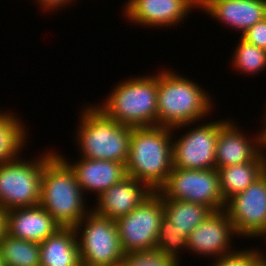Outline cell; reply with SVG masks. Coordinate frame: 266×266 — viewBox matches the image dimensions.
I'll return each instance as SVG.
<instances>
[{"label":"cell","instance_id":"6da1fadb","mask_svg":"<svg viewBox=\"0 0 266 266\" xmlns=\"http://www.w3.org/2000/svg\"><path fill=\"white\" fill-rule=\"evenodd\" d=\"M172 128L163 126L132 127L127 175L157 192L173 168Z\"/></svg>","mask_w":266,"mask_h":266},{"label":"cell","instance_id":"7a4b0ae2","mask_svg":"<svg viewBox=\"0 0 266 266\" xmlns=\"http://www.w3.org/2000/svg\"><path fill=\"white\" fill-rule=\"evenodd\" d=\"M188 78L163 70L158 73L157 126L180 129L204 118L213 104L208 93ZM182 126V127H181Z\"/></svg>","mask_w":266,"mask_h":266},{"label":"cell","instance_id":"3957f363","mask_svg":"<svg viewBox=\"0 0 266 266\" xmlns=\"http://www.w3.org/2000/svg\"><path fill=\"white\" fill-rule=\"evenodd\" d=\"M83 196L73 170L55 153L44 164L39 205L62 228H74L90 212Z\"/></svg>","mask_w":266,"mask_h":266},{"label":"cell","instance_id":"277c9868","mask_svg":"<svg viewBox=\"0 0 266 266\" xmlns=\"http://www.w3.org/2000/svg\"><path fill=\"white\" fill-rule=\"evenodd\" d=\"M82 111L76 134L82 158L126 164L132 127L116 122L95 105Z\"/></svg>","mask_w":266,"mask_h":266},{"label":"cell","instance_id":"5b68a950","mask_svg":"<svg viewBox=\"0 0 266 266\" xmlns=\"http://www.w3.org/2000/svg\"><path fill=\"white\" fill-rule=\"evenodd\" d=\"M157 76L121 81L99 106L109 117L131 127L157 126Z\"/></svg>","mask_w":266,"mask_h":266},{"label":"cell","instance_id":"8992f818","mask_svg":"<svg viewBox=\"0 0 266 266\" xmlns=\"http://www.w3.org/2000/svg\"><path fill=\"white\" fill-rule=\"evenodd\" d=\"M54 154L46 152L33 161L17 157L0 164V207L4 211L39 205L44 164Z\"/></svg>","mask_w":266,"mask_h":266},{"label":"cell","instance_id":"52a82bcc","mask_svg":"<svg viewBox=\"0 0 266 266\" xmlns=\"http://www.w3.org/2000/svg\"><path fill=\"white\" fill-rule=\"evenodd\" d=\"M74 229L78 237L77 242L82 265H122L125 253L122 250L117 227L113 219L99 216L90 210ZM81 231L82 233L80 234Z\"/></svg>","mask_w":266,"mask_h":266},{"label":"cell","instance_id":"ba28073f","mask_svg":"<svg viewBox=\"0 0 266 266\" xmlns=\"http://www.w3.org/2000/svg\"><path fill=\"white\" fill-rule=\"evenodd\" d=\"M162 199L193 202L212 212L225 209L216 168L195 170L172 168L165 184L157 191Z\"/></svg>","mask_w":266,"mask_h":266},{"label":"cell","instance_id":"9c48e42d","mask_svg":"<svg viewBox=\"0 0 266 266\" xmlns=\"http://www.w3.org/2000/svg\"><path fill=\"white\" fill-rule=\"evenodd\" d=\"M163 216V199L158 192H153L130 213L115 219L123 252L155 249Z\"/></svg>","mask_w":266,"mask_h":266},{"label":"cell","instance_id":"30bf717a","mask_svg":"<svg viewBox=\"0 0 266 266\" xmlns=\"http://www.w3.org/2000/svg\"><path fill=\"white\" fill-rule=\"evenodd\" d=\"M226 122L227 120H219L198 125L177 140H173V167L195 170L216 168L217 136Z\"/></svg>","mask_w":266,"mask_h":266},{"label":"cell","instance_id":"8fae6325","mask_svg":"<svg viewBox=\"0 0 266 266\" xmlns=\"http://www.w3.org/2000/svg\"><path fill=\"white\" fill-rule=\"evenodd\" d=\"M225 210L237 235L266 238V172L230 198Z\"/></svg>","mask_w":266,"mask_h":266},{"label":"cell","instance_id":"7c38bea8","mask_svg":"<svg viewBox=\"0 0 266 266\" xmlns=\"http://www.w3.org/2000/svg\"><path fill=\"white\" fill-rule=\"evenodd\" d=\"M124 13L133 23L150 26H174L183 21L200 0H128Z\"/></svg>","mask_w":266,"mask_h":266},{"label":"cell","instance_id":"4fadbf2b","mask_svg":"<svg viewBox=\"0 0 266 266\" xmlns=\"http://www.w3.org/2000/svg\"><path fill=\"white\" fill-rule=\"evenodd\" d=\"M236 235L233 224L225 209L211 212L210 215L190 233L188 250L195 254L215 256L233 253L230 251V238Z\"/></svg>","mask_w":266,"mask_h":266},{"label":"cell","instance_id":"5bb4252c","mask_svg":"<svg viewBox=\"0 0 266 266\" xmlns=\"http://www.w3.org/2000/svg\"><path fill=\"white\" fill-rule=\"evenodd\" d=\"M141 183L133 177H125L97 197V207L92 211L113 220L127 215L153 193L146 184Z\"/></svg>","mask_w":266,"mask_h":266},{"label":"cell","instance_id":"9a60e30c","mask_svg":"<svg viewBox=\"0 0 266 266\" xmlns=\"http://www.w3.org/2000/svg\"><path fill=\"white\" fill-rule=\"evenodd\" d=\"M7 234L13 238L41 243L62 228L40 205L6 211Z\"/></svg>","mask_w":266,"mask_h":266},{"label":"cell","instance_id":"2e32d148","mask_svg":"<svg viewBox=\"0 0 266 266\" xmlns=\"http://www.w3.org/2000/svg\"><path fill=\"white\" fill-rule=\"evenodd\" d=\"M200 8L242 34L266 18V0H200Z\"/></svg>","mask_w":266,"mask_h":266},{"label":"cell","instance_id":"e0dca14e","mask_svg":"<svg viewBox=\"0 0 266 266\" xmlns=\"http://www.w3.org/2000/svg\"><path fill=\"white\" fill-rule=\"evenodd\" d=\"M59 156L73 170L83 193L91 190L90 192L97 193L98 197L128 176L126 165L120 162L81 158L80 161L69 164L64 157Z\"/></svg>","mask_w":266,"mask_h":266},{"label":"cell","instance_id":"ac0fdd59","mask_svg":"<svg viewBox=\"0 0 266 266\" xmlns=\"http://www.w3.org/2000/svg\"><path fill=\"white\" fill-rule=\"evenodd\" d=\"M229 121L221 127L217 136L216 169L250 162L262 151L261 133L256 138L254 137L252 143L246 138V135L244 136L239 131L240 129L238 126L236 127L235 123Z\"/></svg>","mask_w":266,"mask_h":266},{"label":"cell","instance_id":"d6986e66","mask_svg":"<svg viewBox=\"0 0 266 266\" xmlns=\"http://www.w3.org/2000/svg\"><path fill=\"white\" fill-rule=\"evenodd\" d=\"M40 266H81L77 233L74 228H60L39 244Z\"/></svg>","mask_w":266,"mask_h":266},{"label":"cell","instance_id":"ffe728a7","mask_svg":"<svg viewBox=\"0 0 266 266\" xmlns=\"http://www.w3.org/2000/svg\"><path fill=\"white\" fill-rule=\"evenodd\" d=\"M261 151L252 161L218 168L220 191L226 203L246 190L266 172V154Z\"/></svg>","mask_w":266,"mask_h":266},{"label":"cell","instance_id":"44dd1931","mask_svg":"<svg viewBox=\"0 0 266 266\" xmlns=\"http://www.w3.org/2000/svg\"><path fill=\"white\" fill-rule=\"evenodd\" d=\"M164 216L172 222L179 236L188 240L193 229L212 212L204 205L181 200L163 199Z\"/></svg>","mask_w":266,"mask_h":266},{"label":"cell","instance_id":"7402d4cb","mask_svg":"<svg viewBox=\"0 0 266 266\" xmlns=\"http://www.w3.org/2000/svg\"><path fill=\"white\" fill-rule=\"evenodd\" d=\"M16 115L0 111V164L16 159L25 144L26 131Z\"/></svg>","mask_w":266,"mask_h":266},{"label":"cell","instance_id":"603a6c76","mask_svg":"<svg viewBox=\"0 0 266 266\" xmlns=\"http://www.w3.org/2000/svg\"><path fill=\"white\" fill-rule=\"evenodd\" d=\"M5 266H40L39 243L17 239L6 234L0 240Z\"/></svg>","mask_w":266,"mask_h":266},{"label":"cell","instance_id":"cb8c5ba5","mask_svg":"<svg viewBox=\"0 0 266 266\" xmlns=\"http://www.w3.org/2000/svg\"><path fill=\"white\" fill-rule=\"evenodd\" d=\"M234 52L233 67L240 73L250 75L266 68V50L240 39Z\"/></svg>","mask_w":266,"mask_h":266},{"label":"cell","instance_id":"d4e9b609","mask_svg":"<svg viewBox=\"0 0 266 266\" xmlns=\"http://www.w3.org/2000/svg\"><path fill=\"white\" fill-rule=\"evenodd\" d=\"M155 249L160 250L168 257L174 258L177 262L180 253L177 250L188 249L187 239L179 236L175 226L165 216L162 217L160 222Z\"/></svg>","mask_w":266,"mask_h":266},{"label":"cell","instance_id":"484cf974","mask_svg":"<svg viewBox=\"0 0 266 266\" xmlns=\"http://www.w3.org/2000/svg\"><path fill=\"white\" fill-rule=\"evenodd\" d=\"M123 266H179L174 258L168 257L160 250L152 249L130 252L124 255Z\"/></svg>","mask_w":266,"mask_h":266},{"label":"cell","instance_id":"4316f807","mask_svg":"<svg viewBox=\"0 0 266 266\" xmlns=\"http://www.w3.org/2000/svg\"><path fill=\"white\" fill-rule=\"evenodd\" d=\"M256 249L234 251L215 259L213 266H252L263 254Z\"/></svg>","mask_w":266,"mask_h":266},{"label":"cell","instance_id":"83f0119b","mask_svg":"<svg viewBox=\"0 0 266 266\" xmlns=\"http://www.w3.org/2000/svg\"><path fill=\"white\" fill-rule=\"evenodd\" d=\"M241 38L246 42L266 50V18L246 30Z\"/></svg>","mask_w":266,"mask_h":266},{"label":"cell","instance_id":"f1b7e54d","mask_svg":"<svg viewBox=\"0 0 266 266\" xmlns=\"http://www.w3.org/2000/svg\"><path fill=\"white\" fill-rule=\"evenodd\" d=\"M41 7H43L44 9H47L48 11H50L51 9L54 11L56 10L55 8L59 7H63L64 5H68L69 3H71V0H38L37 1Z\"/></svg>","mask_w":266,"mask_h":266},{"label":"cell","instance_id":"f546056e","mask_svg":"<svg viewBox=\"0 0 266 266\" xmlns=\"http://www.w3.org/2000/svg\"><path fill=\"white\" fill-rule=\"evenodd\" d=\"M7 234L6 211L0 207V240Z\"/></svg>","mask_w":266,"mask_h":266},{"label":"cell","instance_id":"4dcf8cb0","mask_svg":"<svg viewBox=\"0 0 266 266\" xmlns=\"http://www.w3.org/2000/svg\"><path fill=\"white\" fill-rule=\"evenodd\" d=\"M266 121V116L264 117ZM266 148V126L264 127L263 131L261 130V150Z\"/></svg>","mask_w":266,"mask_h":266},{"label":"cell","instance_id":"1f68e13d","mask_svg":"<svg viewBox=\"0 0 266 266\" xmlns=\"http://www.w3.org/2000/svg\"><path fill=\"white\" fill-rule=\"evenodd\" d=\"M252 266H266V257L264 254Z\"/></svg>","mask_w":266,"mask_h":266},{"label":"cell","instance_id":"d6a6232c","mask_svg":"<svg viewBox=\"0 0 266 266\" xmlns=\"http://www.w3.org/2000/svg\"><path fill=\"white\" fill-rule=\"evenodd\" d=\"M0 266H5V263H4V261H3L2 257H1V253H0Z\"/></svg>","mask_w":266,"mask_h":266}]
</instances>
